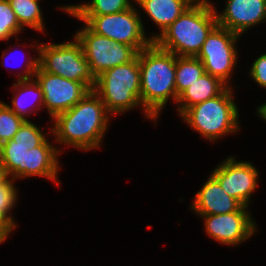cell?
<instances>
[{
  "label": "cell",
  "mask_w": 266,
  "mask_h": 266,
  "mask_svg": "<svg viewBox=\"0 0 266 266\" xmlns=\"http://www.w3.org/2000/svg\"><path fill=\"white\" fill-rule=\"evenodd\" d=\"M110 116L100 97L90 90L74 107L51 120L54 125L50 132L57 143L81 151L95 150L102 145Z\"/></svg>",
  "instance_id": "cell-1"
},
{
  "label": "cell",
  "mask_w": 266,
  "mask_h": 266,
  "mask_svg": "<svg viewBox=\"0 0 266 266\" xmlns=\"http://www.w3.org/2000/svg\"><path fill=\"white\" fill-rule=\"evenodd\" d=\"M138 59L141 105L157 124L158 116L168 100H174L176 104V55L152 42L138 52Z\"/></svg>",
  "instance_id": "cell-2"
},
{
  "label": "cell",
  "mask_w": 266,
  "mask_h": 266,
  "mask_svg": "<svg viewBox=\"0 0 266 266\" xmlns=\"http://www.w3.org/2000/svg\"><path fill=\"white\" fill-rule=\"evenodd\" d=\"M217 25L214 4H191L153 42L176 56L196 57Z\"/></svg>",
  "instance_id": "cell-3"
},
{
  "label": "cell",
  "mask_w": 266,
  "mask_h": 266,
  "mask_svg": "<svg viewBox=\"0 0 266 266\" xmlns=\"http://www.w3.org/2000/svg\"><path fill=\"white\" fill-rule=\"evenodd\" d=\"M93 91L103 101L112 115L141 107L145 117L154 120L143 108L140 101V67L137 56L130 62L115 66L95 78Z\"/></svg>",
  "instance_id": "cell-4"
},
{
  "label": "cell",
  "mask_w": 266,
  "mask_h": 266,
  "mask_svg": "<svg viewBox=\"0 0 266 266\" xmlns=\"http://www.w3.org/2000/svg\"><path fill=\"white\" fill-rule=\"evenodd\" d=\"M232 89L227 87L220 95L187 108L180 117L210 142L238 132L239 110L233 99Z\"/></svg>",
  "instance_id": "cell-5"
},
{
  "label": "cell",
  "mask_w": 266,
  "mask_h": 266,
  "mask_svg": "<svg viewBox=\"0 0 266 266\" xmlns=\"http://www.w3.org/2000/svg\"><path fill=\"white\" fill-rule=\"evenodd\" d=\"M38 66L47 73L81 82L89 91L95 86L89 64L81 44L74 41L63 43H40L38 47Z\"/></svg>",
  "instance_id": "cell-6"
},
{
  "label": "cell",
  "mask_w": 266,
  "mask_h": 266,
  "mask_svg": "<svg viewBox=\"0 0 266 266\" xmlns=\"http://www.w3.org/2000/svg\"><path fill=\"white\" fill-rule=\"evenodd\" d=\"M139 11L131 8L101 16H74L83 21L94 33L110 38L115 43L132 46L137 52L148 47L153 41L146 36Z\"/></svg>",
  "instance_id": "cell-7"
},
{
  "label": "cell",
  "mask_w": 266,
  "mask_h": 266,
  "mask_svg": "<svg viewBox=\"0 0 266 266\" xmlns=\"http://www.w3.org/2000/svg\"><path fill=\"white\" fill-rule=\"evenodd\" d=\"M74 37L81 44L84 56L94 78L104 71L132 61L138 52L124 43L94 33L85 23Z\"/></svg>",
  "instance_id": "cell-8"
},
{
  "label": "cell",
  "mask_w": 266,
  "mask_h": 266,
  "mask_svg": "<svg viewBox=\"0 0 266 266\" xmlns=\"http://www.w3.org/2000/svg\"><path fill=\"white\" fill-rule=\"evenodd\" d=\"M240 36L217 25L207 36L196 56L203 64L204 71L232 87V72L236 67L237 42ZM231 82V83H230Z\"/></svg>",
  "instance_id": "cell-9"
},
{
  "label": "cell",
  "mask_w": 266,
  "mask_h": 266,
  "mask_svg": "<svg viewBox=\"0 0 266 266\" xmlns=\"http://www.w3.org/2000/svg\"><path fill=\"white\" fill-rule=\"evenodd\" d=\"M248 207L227 214L198 215L204 219V230L210 238L225 246L236 247L257 231ZM255 222V223H254Z\"/></svg>",
  "instance_id": "cell-10"
},
{
  "label": "cell",
  "mask_w": 266,
  "mask_h": 266,
  "mask_svg": "<svg viewBox=\"0 0 266 266\" xmlns=\"http://www.w3.org/2000/svg\"><path fill=\"white\" fill-rule=\"evenodd\" d=\"M34 78L43 92V106L52 119L74 107L89 91L81 82L47 73L39 66Z\"/></svg>",
  "instance_id": "cell-11"
},
{
  "label": "cell",
  "mask_w": 266,
  "mask_h": 266,
  "mask_svg": "<svg viewBox=\"0 0 266 266\" xmlns=\"http://www.w3.org/2000/svg\"><path fill=\"white\" fill-rule=\"evenodd\" d=\"M211 175L231 197L248 207L251 196L257 189L259 172L252 162L238 161L229 156L216 166Z\"/></svg>",
  "instance_id": "cell-12"
},
{
  "label": "cell",
  "mask_w": 266,
  "mask_h": 266,
  "mask_svg": "<svg viewBox=\"0 0 266 266\" xmlns=\"http://www.w3.org/2000/svg\"><path fill=\"white\" fill-rule=\"evenodd\" d=\"M35 46H37V57H31L29 61L26 60L25 70H23V73L20 74L18 72V75H16L18 79L17 82L13 84L15 92L14 96L12 97V105H8V107L24 121H30L27 118L30 116V113H32L33 110H36V107L39 111L42 109V107L44 108L43 92L39 83L34 78L35 72L38 68L39 45L37 43L31 45L32 48Z\"/></svg>",
  "instance_id": "cell-13"
},
{
  "label": "cell",
  "mask_w": 266,
  "mask_h": 266,
  "mask_svg": "<svg viewBox=\"0 0 266 266\" xmlns=\"http://www.w3.org/2000/svg\"><path fill=\"white\" fill-rule=\"evenodd\" d=\"M223 12L217 13V23L242 36L249 28L266 21V0H226Z\"/></svg>",
  "instance_id": "cell-14"
},
{
  "label": "cell",
  "mask_w": 266,
  "mask_h": 266,
  "mask_svg": "<svg viewBox=\"0 0 266 266\" xmlns=\"http://www.w3.org/2000/svg\"><path fill=\"white\" fill-rule=\"evenodd\" d=\"M243 205L229 196L219 182L210 174L195 194L190 209L197 215L227 214L238 211Z\"/></svg>",
  "instance_id": "cell-15"
},
{
  "label": "cell",
  "mask_w": 266,
  "mask_h": 266,
  "mask_svg": "<svg viewBox=\"0 0 266 266\" xmlns=\"http://www.w3.org/2000/svg\"><path fill=\"white\" fill-rule=\"evenodd\" d=\"M62 150L51 144L48 139H46L41 145L35 148L28 149L26 158V178L27 177H45L50 181L60 185L58 180V172L61 168L59 165V155Z\"/></svg>",
  "instance_id": "cell-16"
},
{
  "label": "cell",
  "mask_w": 266,
  "mask_h": 266,
  "mask_svg": "<svg viewBox=\"0 0 266 266\" xmlns=\"http://www.w3.org/2000/svg\"><path fill=\"white\" fill-rule=\"evenodd\" d=\"M137 4L160 29V34H152L154 41L163 33L192 3L188 0H138Z\"/></svg>",
  "instance_id": "cell-17"
},
{
  "label": "cell",
  "mask_w": 266,
  "mask_h": 266,
  "mask_svg": "<svg viewBox=\"0 0 266 266\" xmlns=\"http://www.w3.org/2000/svg\"><path fill=\"white\" fill-rule=\"evenodd\" d=\"M228 86L220 79L204 72L177 99L179 116L187 109L220 95Z\"/></svg>",
  "instance_id": "cell-18"
},
{
  "label": "cell",
  "mask_w": 266,
  "mask_h": 266,
  "mask_svg": "<svg viewBox=\"0 0 266 266\" xmlns=\"http://www.w3.org/2000/svg\"><path fill=\"white\" fill-rule=\"evenodd\" d=\"M37 146L18 144L12 139L0 145V161L9 178L26 179L27 151Z\"/></svg>",
  "instance_id": "cell-19"
},
{
  "label": "cell",
  "mask_w": 266,
  "mask_h": 266,
  "mask_svg": "<svg viewBox=\"0 0 266 266\" xmlns=\"http://www.w3.org/2000/svg\"><path fill=\"white\" fill-rule=\"evenodd\" d=\"M132 0H91L78 5L59 7L74 16H101L125 11L133 6Z\"/></svg>",
  "instance_id": "cell-20"
},
{
  "label": "cell",
  "mask_w": 266,
  "mask_h": 266,
  "mask_svg": "<svg viewBox=\"0 0 266 266\" xmlns=\"http://www.w3.org/2000/svg\"><path fill=\"white\" fill-rule=\"evenodd\" d=\"M204 66L197 57L176 56V102L178 96L204 73Z\"/></svg>",
  "instance_id": "cell-21"
},
{
  "label": "cell",
  "mask_w": 266,
  "mask_h": 266,
  "mask_svg": "<svg viewBox=\"0 0 266 266\" xmlns=\"http://www.w3.org/2000/svg\"><path fill=\"white\" fill-rule=\"evenodd\" d=\"M12 10L16 14L20 27L26 26L34 31L44 33V18L40 8V0H8Z\"/></svg>",
  "instance_id": "cell-22"
},
{
  "label": "cell",
  "mask_w": 266,
  "mask_h": 266,
  "mask_svg": "<svg viewBox=\"0 0 266 266\" xmlns=\"http://www.w3.org/2000/svg\"><path fill=\"white\" fill-rule=\"evenodd\" d=\"M9 178L5 183L0 184V226L10 235L17 224L10 212L17 203L18 191L14 182Z\"/></svg>",
  "instance_id": "cell-23"
},
{
  "label": "cell",
  "mask_w": 266,
  "mask_h": 266,
  "mask_svg": "<svg viewBox=\"0 0 266 266\" xmlns=\"http://www.w3.org/2000/svg\"><path fill=\"white\" fill-rule=\"evenodd\" d=\"M25 121L0 101V145L13 139Z\"/></svg>",
  "instance_id": "cell-24"
},
{
  "label": "cell",
  "mask_w": 266,
  "mask_h": 266,
  "mask_svg": "<svg viewBox=\"0 0 266 266\" xmlns=\"http://www.w3.org/2000/svg\"><path fill=\"white\" fill-rule=\"evenodd\" d=\"M23 30L9 1L0 0V41L9 40L13 36L16 37Z\"/></svg>",
  "instance_id": "cell-25"
},
{
  "label": "cell",
  "mask_w": 266,
  "mask_h": 266,
  "mask_svg": "<svg viewBox=\"0 0 266 266\" xmlns=\"http://www.w3.org/2000/svg\"><path fill=\"white\" fill-rule=\"evenodd\" d=\"M46 139L47 137L37 124L25 121L12 140L23 145H41Z\"/></svg>",
  "instance_id": "cell-26"
},
{
  "label": "cell",
  "mask_w": 266,
  "mask_h": 266,
  "mask_svg": "<svg viewBox=\"0 0 266 266\" xmlns=\"http://www.w3.org/2000/svg\"><path fill=\"white\" fill-rule=\"evenodd\" d=\"M251 79L266 89V53L257 57L249 70Z\"/></svg>",
  "instance_id": "cell-27"
},
{
  "label": "cell",
  "mask_w": 266,
  "mask_h": 266,
  "mask_svg": "<svg viewBox=\"0 0 266 266\" xmlns=\"http://www.w3.org/2000/svg\"><path fill=\"white\" fill-rule=\"evenodd\" d=\"M9 179V176L6 173L5 167L0 161V184L5 183Z\"/></svg>",
  "instance_id": "cell-28"
},
{
  "label": "cell",
  "mask_w": 266,
  "mask_h": 266,
  "mask_svg": "<svg viewBox=\"0 0 266 266\" xmlns=\"http://www.w3.org/2000/svg\"><path fill=\"white\" fill-rule=\"evenodd\" d=\"M257 113H258L257 115H259L261 119H264V121H266V103L258 106Z\"/></svg>",
  "instance_id": "cell-29"
},
{
  "label": "cell",
  "mask_w": 266,
  "mask_h": 266,
  "mask_svg": "<svg viewBox=\"0 0 266 266\" xmlns=\"http://www.w3.org/2000/svg\"><path fill=\"white\" fill-rule=\"evenodd\" d=\"M9 234L0 226V244L5 242Z\"/></svg>",
  "instance_id": "cell-30"
},
{
  "label": "cell",
  "mask_w": 266,
  "mask_h": 266,
  "mask_svg": "<svg viewBox=\"0 0 266 266\" xmlns=\"http://www.w3.org/2000/svg\"><path fill=\"white\" fill-rule=\"evenodd\" d=\"M192 4H211L209 0H188Z\"/></svg>",
  "instance_id": "cell-31"
},
{
  "label": "cell",
  "mask_w": 266,
  "mask_h": 266,
  "mask_svg": "<svg viewBox=\"0 0 266 266\" xmlns=\"http://www.w3.org/2000/svg\"><path fill=\"white\" fill-rule=\"evenodd\" d=\"M6 54H7V53L4 51V53L2 54L1 57H2V60H5V59H6L5 61L8 62L9 60H7L8 57L6 58ZM11 54H12V53H11Z\"/></svg>",
  "instance_id": "cell-32"
}]
</instances>
